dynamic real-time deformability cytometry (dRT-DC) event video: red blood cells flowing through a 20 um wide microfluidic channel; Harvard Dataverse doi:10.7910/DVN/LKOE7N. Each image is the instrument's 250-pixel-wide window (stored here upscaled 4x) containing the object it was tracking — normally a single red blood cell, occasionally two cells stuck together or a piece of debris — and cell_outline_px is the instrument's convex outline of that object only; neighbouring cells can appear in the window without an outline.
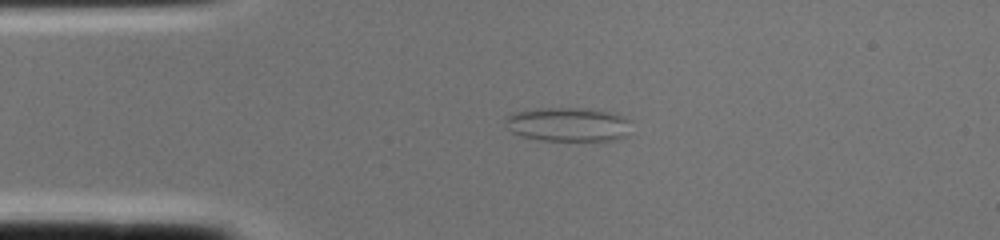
{"species": "common noctule bat (a hibernating species)", "species_latin": "Nyctalus noctula", "temperature_condition": "cold", "stored_images_in_passage": 1, "camera_frame_rate_fps": 3000, "um_per_image_px": 0.085, "animal": {"sex": "female", "body_mass_g": 22.0, "forearm_length_mm": 56.7}, "frame": {"image": 1, "passage_image": 1, "time_ms": 0.0, "image_size_px": [1000, 240], "cell_outline_px": [[632, 120], [628, 136], [612, 140], [540, 140], [520, 136], [512, 132], [508, 128], [504, 120], [512, 112], [536, 108], [580, 108], [612, 112], [624, 116]], "centroid_in_image_um": [48.31, 10.57], "position_along_channel_um": 36.7, "area_um2": 25.26}}